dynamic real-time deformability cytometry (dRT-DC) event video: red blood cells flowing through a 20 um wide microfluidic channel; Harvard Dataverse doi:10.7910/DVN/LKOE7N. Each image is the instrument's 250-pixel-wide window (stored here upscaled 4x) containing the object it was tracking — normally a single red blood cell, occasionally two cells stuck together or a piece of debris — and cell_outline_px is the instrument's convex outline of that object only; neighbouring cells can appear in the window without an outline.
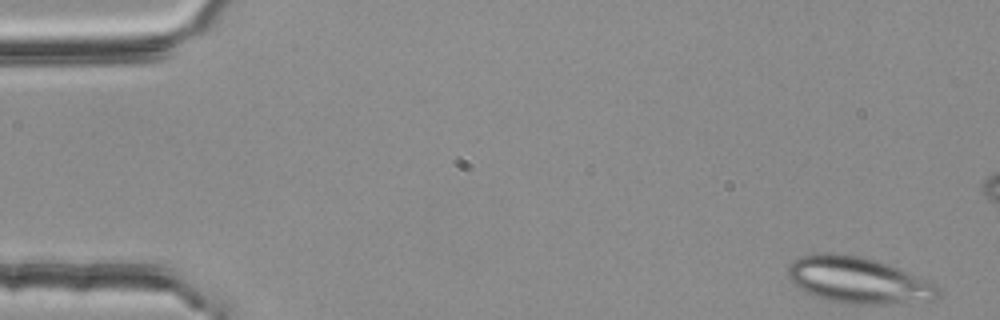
{"species": "common noctule bat (a hibernating species)", "species_latin": "Nyctalus noctula", "temperature_condition": "room temperature", "stored_images_in_passage": 50, "camera_frame_rate_fps": 3000, "um_per_image_px": 0.085, "animal": {"sex": "female", "body_mass_g": 25.1}, "frame": {"image": 1, "passage_image": 1, "time_ms": 0.0, "image_size_px": [1000, 320], "cell_outline_px": [[940, 296], [932, 300], [880, 304], [852, 304], [828, 300], [804, 292], [792, 284], [788, 276], [788, 268], [792, 260], [800, 256], [816, 252], [828, 252], [860, 256], [876, 260], [900, 268], [940, 288]], "centroid_in_image_um": [72.88, 23.8], "position_along_channel_um": 12.1, "area_um2": 40.52}}
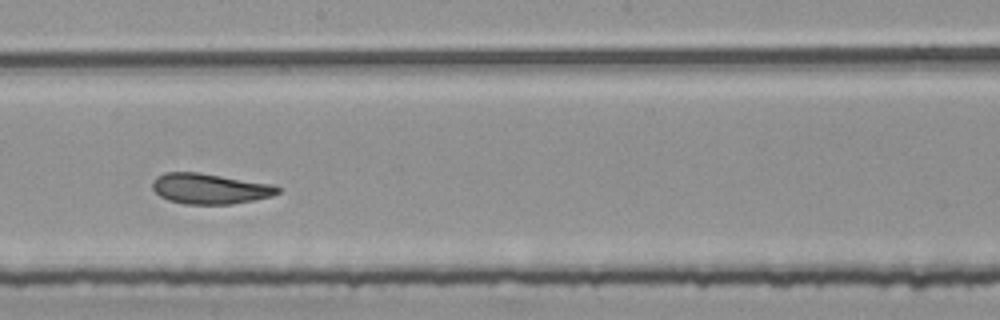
{"frame": {"image": 2, "passage_image": 29, "time_ms": 9.333, "image_size_px": [1000, 320], "cell_outline_px": [[280, 192], [272, 196], [232, 204], [184, 204], [168, 200], [160, 196], [152, 188], [152, 180], [156, 176], [164, 172], [196, 172], [272, 184], [280, 188]], "centroid_in_image_um": [17.8, 16.03], "position_along_channel_um": 230.4, "area_um2": 22.2}}
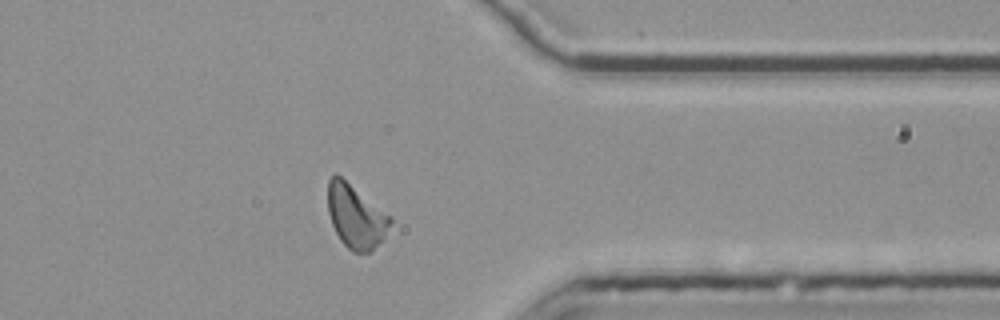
{"frame": {"image": 3, "passage_image": 42, "time_ms": 13.667, "image_size_px": [1000, 320], "cell_outline_px": [[392, 220], [384, 236], [368, 252], [352, 252], [340, 240], [332, 224], [328, 212], [328, 180], [336, 172], [392, 216]], "centroid_in_image_um": [30.22, 18.35], "position_along_channel_um": 381.2, "area_um2": 22.89}, "authors_computed_cell_mechanics": {"area_um2": 22.6576, "velocity_mm_per_s": 3.742, "shape_relaxation_time_tau1_ms": 10.4901, "shape_relaxation_time_tau2_ms": 3.192, "deformation_change_tau1": 0.2185, "deformation_change_tau2": 0.1096}}